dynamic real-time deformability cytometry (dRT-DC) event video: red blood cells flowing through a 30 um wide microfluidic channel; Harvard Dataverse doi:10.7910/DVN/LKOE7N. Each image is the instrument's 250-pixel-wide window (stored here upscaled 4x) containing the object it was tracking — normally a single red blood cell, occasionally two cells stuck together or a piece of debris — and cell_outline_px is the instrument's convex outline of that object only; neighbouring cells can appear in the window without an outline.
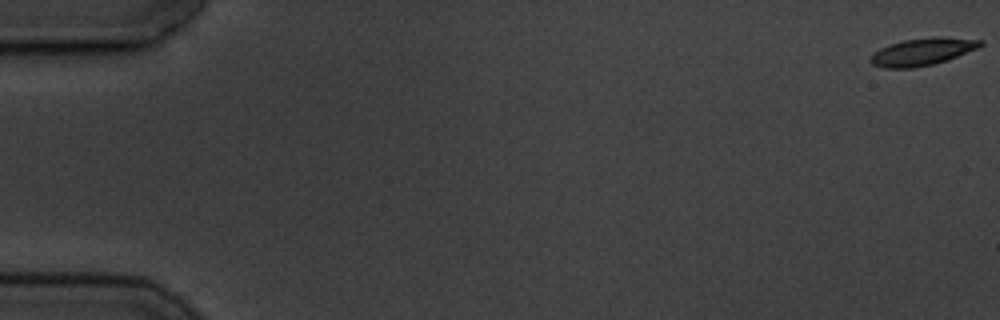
{"species": "common noctule bat (a hibernating species)", "species_latin": "Nyctalus noctula", "temperature_condition": "cold", "stored_images_in_passage": 59, "camera_frame_rate_fps": 3000, "um_per_image_px": 0.085, "animal": {"sex": "male", "body_mass_g": 19.5, "forearm_length_mm": 54.6}, "frame": {"image": 1, "passage_image": 1, "time_ms": 0.0, "image_size_px": [1000, 320], "cell_outline_px": [[984, 44], [980, 48], [932, 64], [912, 68], [884, 68], [872, 64], [868, 60], [880, 48], [888, 44], [904, 40], [940, 36], [984, 40]], "centroid_in_image_um": [78.42, 4.38], "position_along_channel_um": 6.6, "area_um2": 17.4}}
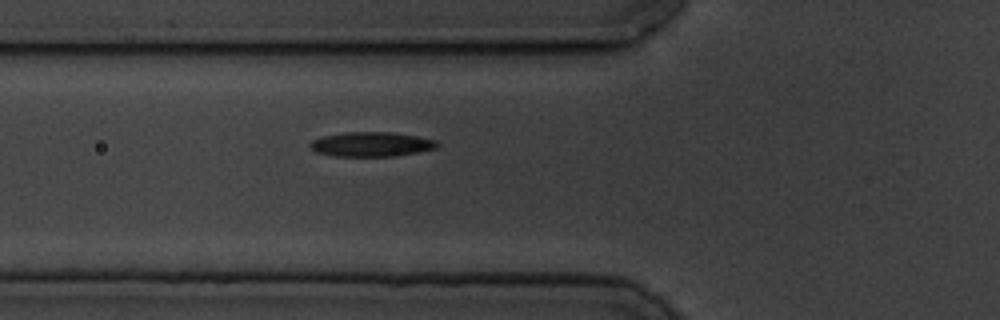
{"frame": {"image": 2, "passage_image": 22, "time_ms": 7.0, "image_size_px": [1000, 320], "cell_outline_px": [[440, 144], [436, 148], [416, 152], [392, 156], [332, 156], [316, 152], [308, 144], [312, 140], [320, 136], [344, 132], [392, 132], [416, 136], [436, 140]], "centroid_in_image_um": [31.52, 12.25], "position_along_channel_um": 94.3, "area_um2": 18.21}}
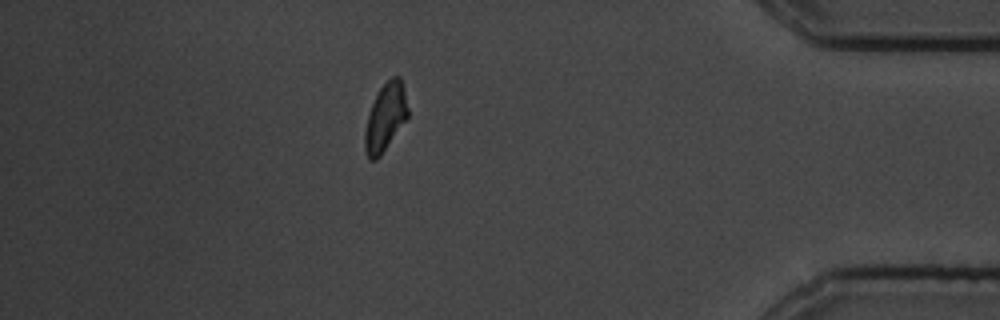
{"frame": {"image": 3, "passage_image": 52, "time_ms": 17.0, "image_size_px": [1000, 320], "cell_outline_px": [[408, 116], [380, 156], [376, 160], [368, 160], [364, 152], [364, 132], [368, 116], [372, 104], [380, 88], [392, 76], [400, 76], [408, 108]], "centroid_in_image_um": [32.73, 10.01], "position_along_channel_um": 402.5, "area_um2": 16.7}, "authors_computed_cell_mechanics": {"area_um2": 17.5712, "velocity_mm_per_s": 3.4705, "shape_relaxation_time_tau1_ms": 4.5804, "shape_relaxation_time_tau2_ms": 6.7307, "deformation_change_tau1": 0.1174, "deformation_change_tau2": 0.1287}}